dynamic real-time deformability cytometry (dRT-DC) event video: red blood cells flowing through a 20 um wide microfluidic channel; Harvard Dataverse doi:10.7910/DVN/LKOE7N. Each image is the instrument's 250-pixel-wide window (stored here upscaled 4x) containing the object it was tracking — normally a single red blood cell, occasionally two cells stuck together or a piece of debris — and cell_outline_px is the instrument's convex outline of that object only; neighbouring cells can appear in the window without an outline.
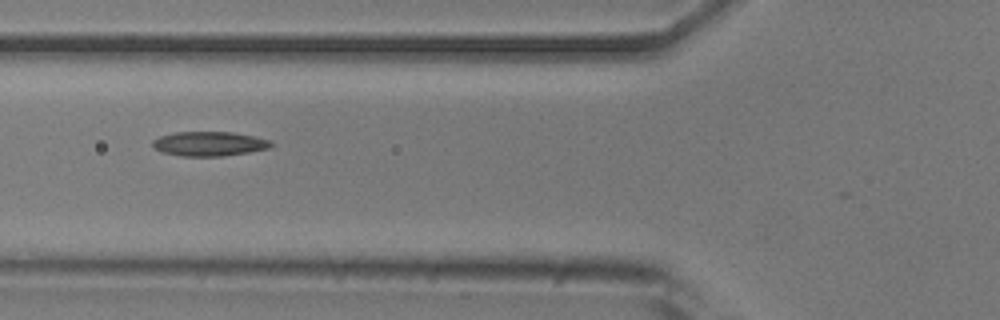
{"species": "common noctule bat (a hibernating species)", "species_latin": "Nyctalus noctula", "temperature_condition": "room temperature", "stored_images_in_passage": 6, "camera_frame_rate_fps": 3000, "um_per_image_px": 0.085, "animal": {"sex": "male", "body_mass_g": 20.5, "forearm_length_mm": 52.5}, "frame": {"image": 1, "passage_image": 5, "time_ms": 1.333, "image_size_px": [1000, 320], "cell_outline_px": [[276, 144], [268, 148], [248, 152], [224, 156], [180, 156], [160, 152], [152, 144], [152, 140], [160, 136], [176, 132], [232, 132], [256, 136], [272, 140]], "centroid_in_image_um": [17.82, 12.22], "position_along_channel_um": 108.0, "area_um2": 17.05}}
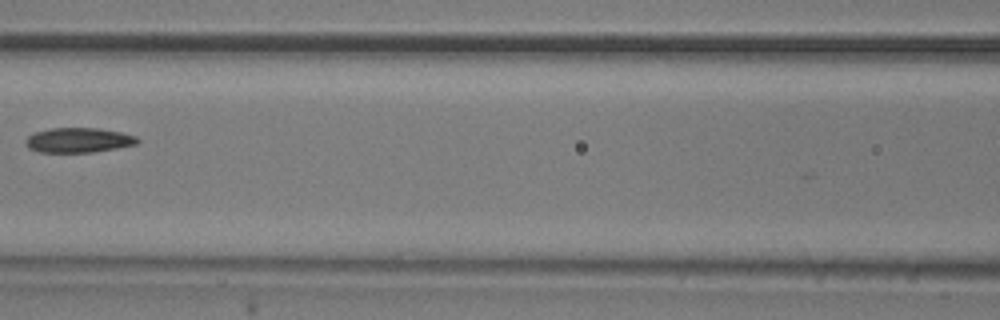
{"frame": {"image": 2, "passage_image": 6, "time_ms": 1.667, "image_size_px": [1000, 320], "cell_outline_px": [[140, 140], [136, 144], [116, 148], [92, 152], [40, 152], [28, 148], [24, 144], [24, 140], [28, 136], [36, 132], [52, 128], [96, 128], [120, 132], [136, 136]], "centroid_in_image_um": [6.64, 11.91], "position_along_channel_um": 160.0, "area_um2": 16.07}}